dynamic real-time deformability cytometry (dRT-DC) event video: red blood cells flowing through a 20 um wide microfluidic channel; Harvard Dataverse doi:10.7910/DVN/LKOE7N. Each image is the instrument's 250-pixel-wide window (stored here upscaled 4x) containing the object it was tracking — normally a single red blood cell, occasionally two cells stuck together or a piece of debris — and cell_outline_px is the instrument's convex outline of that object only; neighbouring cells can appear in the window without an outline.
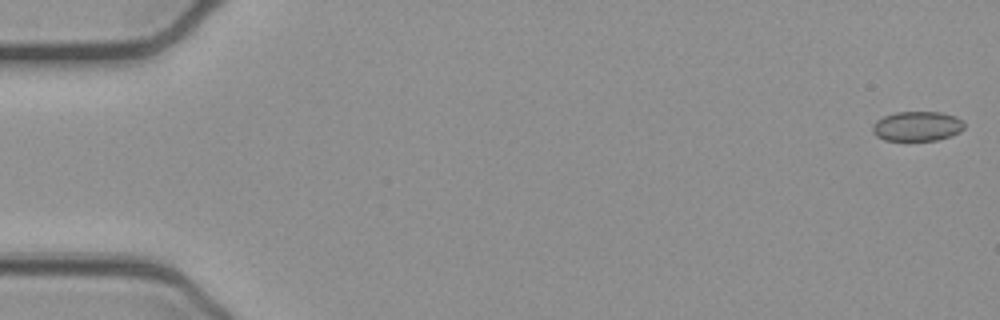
{"species": "common noctule bat (a hibernating species)", "species_latin": "Nyctalus noctula", "temperature_condition": "cold", "stored_images_in_passage": 39, "camera_frame_rate_fps": 3000, "um_per_image_px": 0.085, "animal": {"sex": "female", "body_mass_g": 21.9}, "frame": {"image": 1, "passage_image": 1, "time_ms": 0.0, "image_size_px": [1000, 320], "cell_outline_px": [[964, 128], [960, 132], [952, 136], [936, 140], [884, 140], [876, 136], [872, 132], [872, 124], [876, 120], [884, 116], [896, 112], [940, 112], [956, 116], [964, 120]], "centroid_in_image_um": [77.97, 10.72], "position_along_channel_um": 7.0, "area_um2": 16.07}}
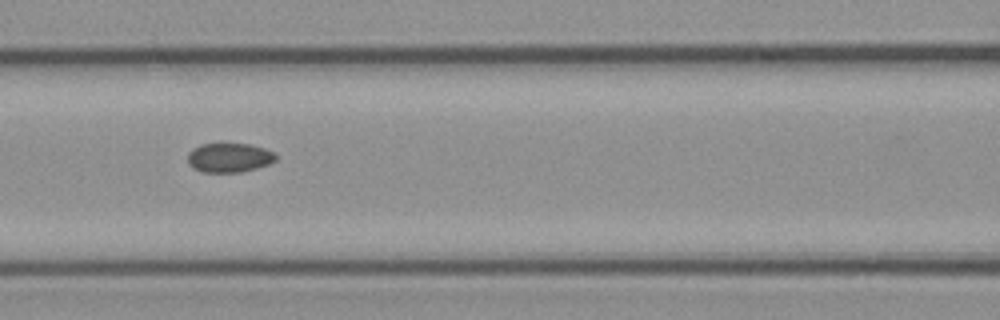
{"frame": {"image": 2, "passage_image": 23, "time_ms": 7.333, "image_size_px": [1000, 320], "cell_outline_px": [[276, 160], [268, 164], [256, 168], [240, 172], [200, 172], [192, 168], [188, 164], [188, 152], [192, 148], [200, 144], [248, 144], [264, 148], [272, 152], [276, 156]], "centroid_in_image_um": [19.43, 13.4], "position_along_channel_um": 147.2, "area_um2": 15.03}}
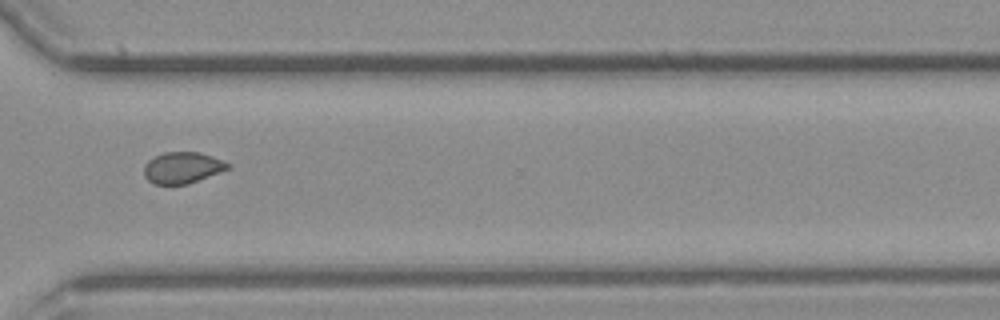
{"frame": {"image": 3, "passage_image": 39, "time_ms": 12.667, "image_size_px": [1000, 320], "cell_outline_px": [[228, 168], [188, 184], [156, 184], [148, 180], [144, 176], [144, 164], [148, 160], [164, 152], [200, 152], [224, 160], [228, 164]], "centroid_in_image_um": [15.47, 14.24], "position_along_channel_um": 355.1, "area_um2": 15.09}}